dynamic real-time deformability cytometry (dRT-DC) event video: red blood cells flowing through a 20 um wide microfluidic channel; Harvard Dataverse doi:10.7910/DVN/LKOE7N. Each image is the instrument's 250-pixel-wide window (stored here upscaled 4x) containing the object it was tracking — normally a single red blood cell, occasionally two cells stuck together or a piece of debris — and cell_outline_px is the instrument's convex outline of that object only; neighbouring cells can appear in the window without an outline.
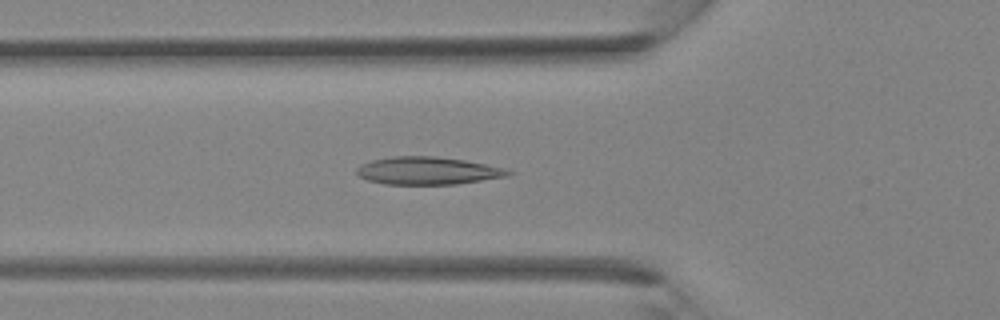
{"species": "Egyptian fruit bat (a non-hibernating species)", "species_latin": "Rousettus aegyptiacus", "temperature_condition": "room temperature", "stored_images_in_passage": 35, "camera_frame_rate_fps": 3000, "um_per_image_px": 0.085, "animal": {"sex": "female"}, "frame": {"image": 1, "passage_image": 10, "time_ms": 3.0, "image_size_px": [1000, 320], "cell_outline_px": [[516, 172], [508, 176], [456, 184], [384, 184], [368, 180], [360, 176], [356, 172], [356, 168], [360, 164], [372, 160], [392, 156], [436, 156], [464, 160], [504, 168]], "centroid_in_image_um": [36.35, 14.51], "position_along_channel_um": 89.5, "area_um2": 24.39}}
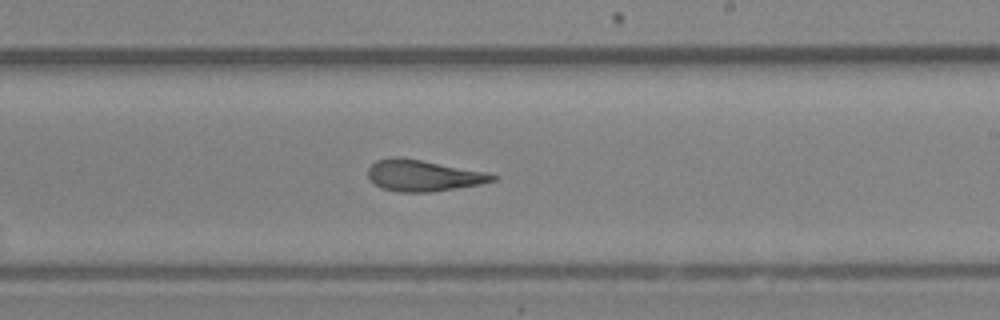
{"frame": {"image": 2, "passage_image": 19, "time_ms": 6.0, "image_size_px": [1000, 320], "cell_outline_px": [[496, 180], [480, 184], [428, 192], [400, 192], [384, 188], [376, 184], [368, 176], [368, 168], [376, 160], [396, 156], [420, 160], [484, 172], [496, 176]], "centroid_in_image_um": [35.93, 14.92], "position_along_channel_um": 253.1, "area_um2": 22.08}}
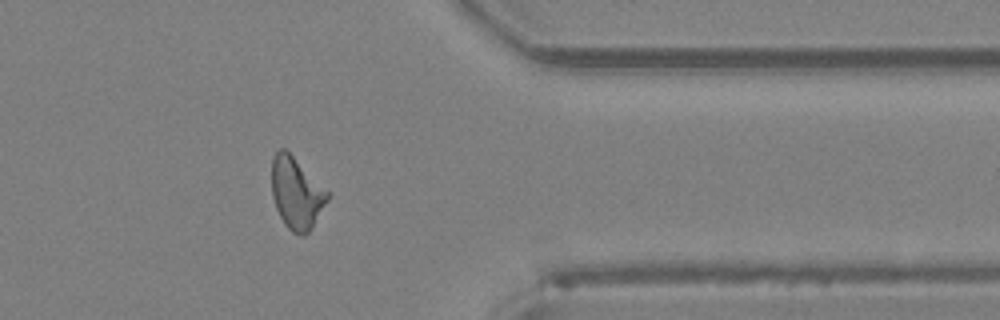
{"frame": {"image": 3, "passage_image": 27, "time_ms": 8.667, "image_size_px": [1000, 320], "cell_outline_px": [[328, 200], [312, 228], [304, 236], [300, 236], [292, 232], [284, 224], [276, 208], [272, 196], [272, 156], [280, 148], [284, 148], [328, 192]], "centroid_in_image_um": [25.17, 16.46], "position_along_channel_um": 386.2, "area_um2": 22.89}}